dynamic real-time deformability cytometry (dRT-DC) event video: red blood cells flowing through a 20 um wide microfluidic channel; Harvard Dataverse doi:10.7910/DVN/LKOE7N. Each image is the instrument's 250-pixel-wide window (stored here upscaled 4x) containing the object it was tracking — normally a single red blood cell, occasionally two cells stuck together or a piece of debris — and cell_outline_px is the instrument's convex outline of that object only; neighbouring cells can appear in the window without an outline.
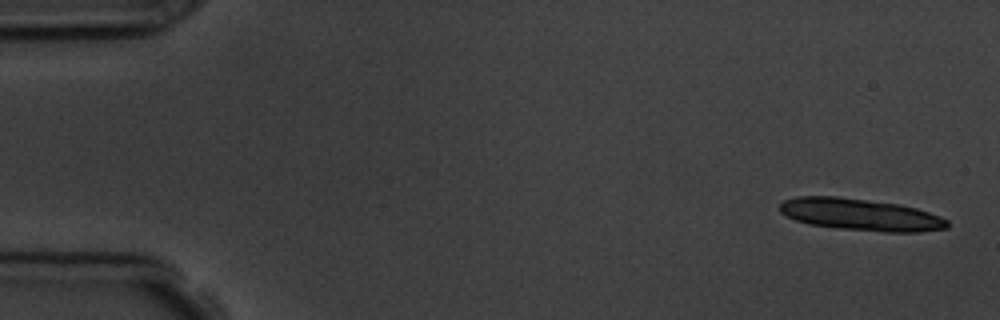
{"species": "common noctule bat (a hibernating species)", "species_latin": "Nyctalus noctula", "temperature_condition": "room temperature", "stored_images_in_passage": 5, "camera_frame_rate_fps": 3000, "um_per_image_px": 0.085, "animal": {"sex": "male", "body_mass_g": 19.5, "forearm_length_mm": 54.6}, "frame": {"image": 1, "passage_image": 1, "time_ms": 0.0, "image_size_px": [1000, 320], "cell_outline_px": [[948, 228], [920, 232], [884, 232], [840, 228], [808, 224], [796, 220], [780, 212], [780, 204], [784, 200], [796, 196], [836, 196], [900, 204], [916, 208], [940, 216], [948, 220]], "centroid_in_image_um": [73.16, 18.24], "position_along_channel_um": 11.8, "area_um2": 31.15}}